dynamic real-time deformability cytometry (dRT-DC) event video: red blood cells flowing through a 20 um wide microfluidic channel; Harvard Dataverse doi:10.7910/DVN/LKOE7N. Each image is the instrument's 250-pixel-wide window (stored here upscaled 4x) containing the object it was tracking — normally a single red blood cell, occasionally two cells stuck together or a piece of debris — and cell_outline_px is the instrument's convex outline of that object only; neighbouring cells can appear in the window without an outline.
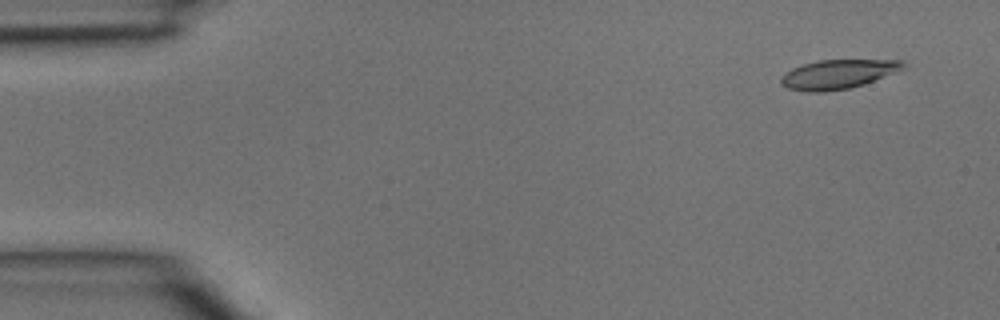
{"species": "common noctule bat (a hibernating species)", "species_latin": "Nyctalus noctula", "temperature_condition": "room temperature", "stored_images_in_passage": 3, "camera_frame_rate_fps": 3000, "um_per_image_px": 0.085, "animal": {"sex": "male", "body_mass_g": 15.6}, "frame": {"image": 1, "passage_image": 1, "time_ms": 0.0, "image_size_px": [1000, 320], "cell_outline_px": [[908, 68], [864, 84], [848, 88], [824, 92], [804, 92], [788, 88], [780, 84], [780, 76], [792, 68], [804, 64], [820, 60], [904, 60], [908, 64]], "centroid_in_image_um": [71.27, 6.31], "position_along_channel_um": 13.7, "area_um2": 21.04}}